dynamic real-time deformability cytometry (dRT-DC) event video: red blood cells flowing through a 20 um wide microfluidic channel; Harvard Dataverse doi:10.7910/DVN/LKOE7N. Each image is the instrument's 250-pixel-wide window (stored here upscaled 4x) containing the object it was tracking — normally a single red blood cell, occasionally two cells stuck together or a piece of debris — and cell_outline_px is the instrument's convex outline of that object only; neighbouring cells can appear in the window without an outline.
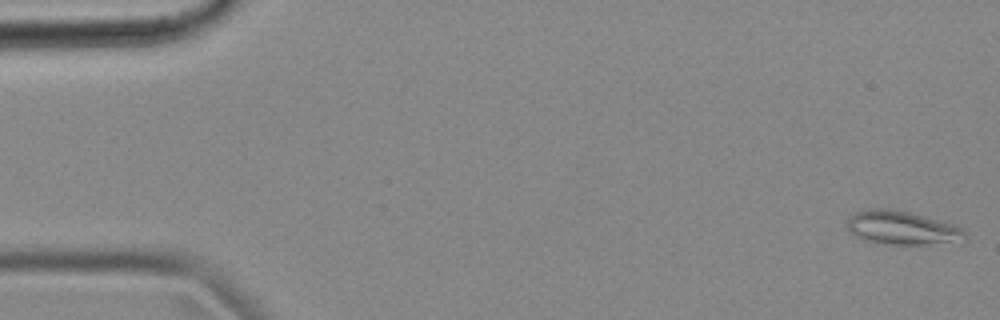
{"species": "common noctule bat (a hibernating species)", "species_latin": "Nyctalus noctula", "temperature_condition": "cold", "stored_images_in_passage": 55, "camera_frame_rate_fps": 3000, "um_per_image_px": 0.085, "animal": {"sex": "female", "body_mass_g": 18.4}, "frame": {"image": 1, "passage_image": 1, "time_ms": 0.0, "image_size_px": [1000, 320], "cell_outline_px": [[968, 240], [924, 244], [892, 244], [864, 240], [848, 232], [848, 220], [856, 212], [872, 208], [876, 208], [908, 212], [924, 216], [952, 224], [960, 228], [968, 236]], "centroid_in_image_um": [76.67, 19.38], "position_along_channel_um": 8.3, "area_um2": 22.54}}
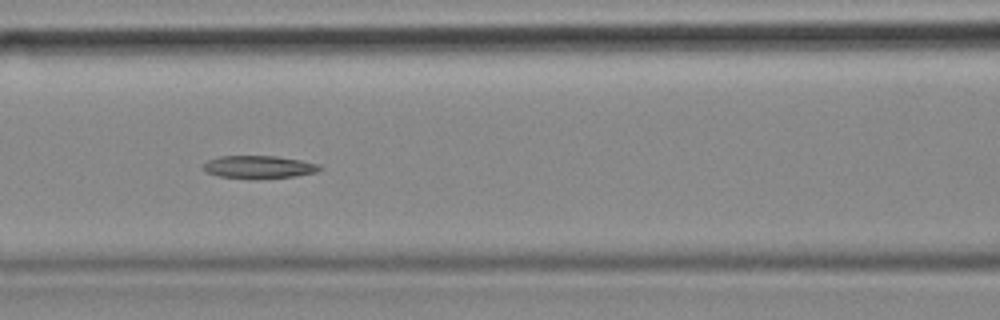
{"frame": {"image": 2, "passage_image": 23, "time_ms": 7.333, "image_size_px": [1000, 320], "cell_outline_px": [[324, 168], [316, 172], [296, 176], [220, 176], [208, 172], [204, 168], [204, 164], [208, 160], [220, 156], [276, 156], [300, 160], [320, 164]], "centroid_in_image_um": [22.08, 14.14], "position_along_channel_um": 144.5, "area_um2": 14.51}}
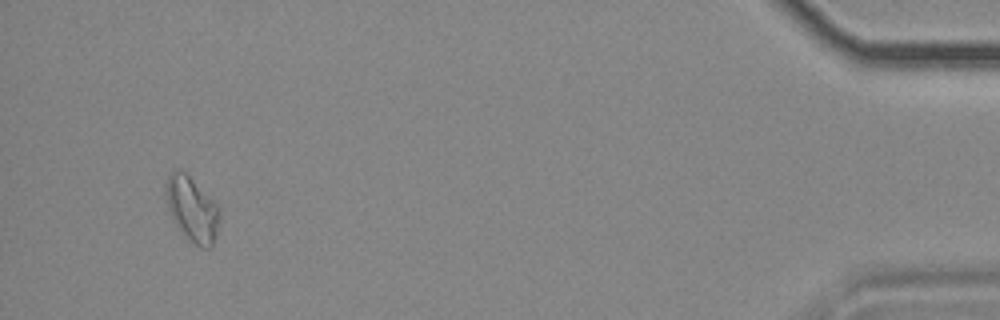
{"frame": {"image": 3, "passage_image": 52, "time_ms": 17.0, "image_size_px": [1000, 320], "cell_outline_px": [[220, 220], [216, 236], [212, 248], [204, 248], [192, 244], [180, 232], [172, 220], [168, 208], [164, 192], [168, 176], [172, 168], [184, 172], [216, 204], [220, 216]], "centroid_in_image_um": [16.29, 17.83], "position_along_channel_um": 418.9, "area_um2": 20.35}}